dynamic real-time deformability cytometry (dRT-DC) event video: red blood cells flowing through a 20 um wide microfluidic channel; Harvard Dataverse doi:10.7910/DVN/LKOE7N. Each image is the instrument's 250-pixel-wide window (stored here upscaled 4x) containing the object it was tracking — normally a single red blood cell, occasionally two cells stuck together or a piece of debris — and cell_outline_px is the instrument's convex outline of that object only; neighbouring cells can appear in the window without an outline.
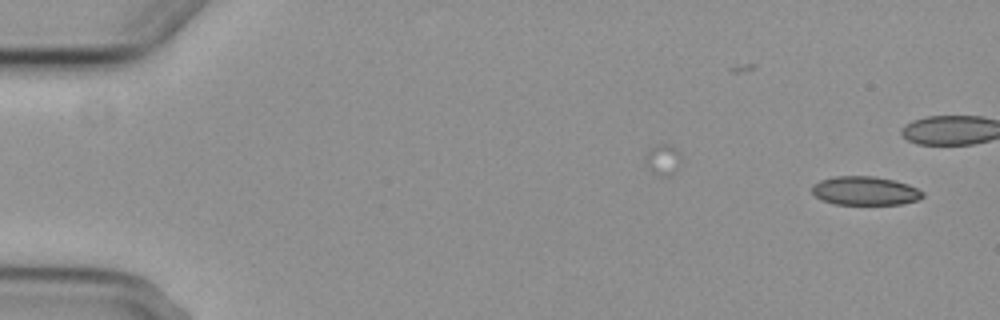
{"species": "common noctule bat (a hibernating species)", "species_latin": "Nyctalus noctula", "temperature_condition": "cold", "stored_images_in_passage": 7, "camera_frame_rate_fps": 3000, "um_per_image_px": 0.085, "animal": {"sex": "female", "body_mass_g": 29.2, "forearm_length_mm": 56.3}, "frame": {"image": 1, "passage_image": 1, "time_ms": 0.0, "image_size_px": [1000, 320], "cell_outline_px": [[924, 196], [920, 200], [900, 204], [836, 204], [820, 200], [812, 192], [812, 184], [820, 180], [832, 176], [872, 176], [896, 180], [908, 184], [924, 192]], "centroid_in_image_um": [73.53, 16.21], "position_along_channel_um": 11.5, "area_um2": 18.73}}